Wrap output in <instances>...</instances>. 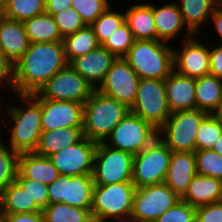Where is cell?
I'll return each instance as SVG.
<instances>
[{
	"label": "cell",
	"instance_id": "1",
	"mask_svg": "<svg viewBox=\"0 0 222 222\" xmlns=\"http://www.w3.org/2000/svg\"><path fill=\"white\" fill-rule=\"evenodd\" d=\"M68 62L62 41L30 43L23 57L14 64L15 94H35Z\"/></svg>",
	"mask_w": 222,
	"mask_h": 222
},
{
	"label": "cell",
	"instance_id": "2",
	"mask_svg": "<svg viewBox=\"0 0 222 222\" xmlns=\"http://www.w3.org/2000/svg\"><path fill=\"white\" fill-rule=\"evenodd\" d=\"M16 96L23 105H6L4 110L8 114L7 117H10L11 126L2 121L3 125L10 127L8 145L18 154L35 152L42 133L41 98L35 94H16Z\"/></svg>",
	"mask_w": 222,
	"mask_h": 222
},
{
	"label": "cell",
	"instance_id": "3",
	"mask_svg": "<svg viewBox=\"0 0 222 222\" xmlns=\"http://www.w3.org/2000/svg\"><path fill=\"white\" fill-rule=\"evenodd\" d=\"M130 109L94 89L84 103L83 134L90 140L104 142Z\"/></svg>",
	"mask_w": 222,
	"mask_h": 222
},
{
	"label": "cell",
	"instance_id": "4",
	"mask_svg": "<svg viewBox=\"0 0 222 222\" xmlns=\"http://www.w3.org/2000/svg\"><path fill=\"white\" fill-rule=\"evenodd\" d=\"M140 79L165 80L173 71V47L160 40H135L123 57Z\"/></svg>",
	"mask_w": 222,
	"mask_h": 222
},
{
	"label": "cell",
	"instance_id": "5",
	"mask_svg": "<svg viewBox=\"0 0 222 222\" xmlns=\"http://www.w3.org/2000/svg\"><path fill=\"white\" fill-rule=\"evenodd\" d=\"M135 189L132 182L95 185L91 206L94 222L131 218Z\"/></svg>",
	"mask_w": 222,
	"mask_h": 222
},
{
	"label": "cell",
	"instance_id": "6",
	"mask_svg": "<svg viewBox=\"0 0 222 222\" xmlns=\"http://www.w3.org/2000/svg\"><path fill=\"white\" fill-rule=\"evenodd\" d=\"M208 115L198 109L171 113L158 129V137L172 152H195L198 129Z\"/></svg>",
	"mask_w": 222,
	"mask_h": 222
},
{
	"label": "cell",
	"instance_id": "7",
	"mask_svg": "<svg viewBox=\"0 0 222 222\" xmlns=\"http://www.w3.org/2000/svg\"><path fill=\"white\" fill-rule=\"evenodd\" d=\"M171 156V149L159 137L134 155L132 183L135 188L163 183Z\"/></svg>",
	"mask_w": 222,
	"mask_h": 222
},
{
	"label": "cell",
	"instance_id": "8",
	"mask_svg": "<svg viewBox=\"0 0 222 222\" xmlns=\"http://www.w3.org/2000/svg\"><path fill=\"white\" fill-rule=\"evenodd\" d=\"M158 137V129L129 112L112 130L104 143L111 148L136 155Z\"/></svg>",
	"mask_w": 222,
	"mask_h": 222
},
{
	"label": "cell",
	"instance_id": "9",
	"mask_svg": "<svg viewBox=\"0 0 222 222\" xmlns=\"http://www.w3.org/2000/svg\"><path fill=\"white\" fill-rule=\"evenodd\" d=\"M134 155L98 142L92 178L95 185L132 182Z\"/></svg>",
	"mask_w": 222,
	"mask_h": 222
},
{
	"label": "cell",
	"instance_id": "10",
	"mask_svg": "<svg viewBox=\"0 0 222 222\" xmlns=\"http://www.w3.org/2000/svg\"><path fill=\"white\" fill-rule=\"evenodd\" d=\"M130 112L159 129L171 115L166 100L165 80L140 79Z\"/></svg>",
	"mask_w": 222,
	"mask_h": 222
},
{
	"label": "cell",
	"instance_id": "11",
	"mask_svg": "<svg viewBox=\"0 0 222 222\" xmlns=\"http://www.w3.org/2000/svg\"><path fill=\"white\" fill-rule=\"evenodd\" d=\"M179 200L164 182L136 188L131 218L136 222H154Z\"/></svg>",
	"mask_w": 222,
	"mask_h": 222
},
{
	"label": "cell",
	"instance_id": "12",
	"mask_svg": "<svg viewBox=\"0 0 222 222\" xmlns=\"http://www.w3.org/2000/svg\"><path fill=\"white\" fill-rule=\"evenodd\" d=\"M95 88L69 64L35 93L38 98L85 103Z\"/></svg>",
	"mask_w": 222,
	"mask_h": 222
},
{
	"label": "cell",
	"instance_id": "13",
	"mask_svg": "<svg viewBox=\"0 0 222 222\" xmlns=\"http://www.w3.org/2000/svg\"><path fill=\"white\" fill-rule=\"evenodd\" d=\"M94 186L92 174L59 175L48 185V204L62 202L72 207L91 210Z\"/></svg>",
	"mask_w": 222,
	"mask_h": 222
},
{
	"label": "cell",
	"instance_id": "14",
	"mask_svg": "<svg viewBox=\"0 0 222 222\" xmlns=\"http://www.w3.org/2000/svg\"><path fill=\"white\" fill-rule=\"evenodd\" d=\"M139 81L140 77L128 62L122 57H117L96 90L131 109L136 99Z\"/></svg>",
	"mask_w": 222,
	"mask_h": 222
},
{
	"label": "cell",
	"instance_id": "15",
	"mask_svg": "<svg viewBox=\"0 0 222 222\" xmlns=\"http://www.w3.org/2000/svg\"><path fill=\"white\" fill-rule=\"evenodd\" d=\"M97 142L84 137L73 146L49 156L60 175L80 176L93 173Z\"/></svg>",
	"mask_w": 222,
	"mask_h": 222
},
{
	"label": "cell",
	"instance_id": "16",
	"mask_svg": "<svg viewBox=\"0 0 222 222\" xmlns=\"http://www.w3.org/2000/svg\"><path fill=\"white\" fill-rule=\"evenodd\" d=\"M197 36L180 41L182 47L179 49L173 46L174 71L195 79L210 71L209 46L202 44Z\"/></svg>",
	"mask_w": 222,
	"mask_h": 222
},
{
	"label": "cell",
	"instance_id": "17",
	"mask_svg": "<svg viewBox=\"0 0 222 222\" xmlns=\"http://www.w3.org/2000/svg\"><path fill=\"white\" fill-rule=\"evenodd\" d=\"M84 103L41 99L42 131L83 127Z\"/></svg>",
	"mask_w": 222,
	"mask_h": 222
},
{
	"label": "cell",
	"instance_id": "18",
	"mask_svg": "<svg viewBox=\"0 0 222 222\" xmlns=\"http://www.w3.org/2000/svg\"><path fill=\"white\" fill-rule=\"evenodd\" d=\"M116 58L113 53L100 45L86 55L73 59L69 65L96 89Z\"/></svg>",
	"mask_w": 222,
	"mask_h": 222
},
{
	"label": "cell",
	"instance_id": "19",
	"mask_svg": "<svg viewBox=\"0 0 222 222\" xmlns=\"http://www.w3.org/2000/svg\"><path fill=\"white\" fill-rule=\"evenodd\" d=\"M165 5H155L152 3V12L157 30V40L169 43L184 33L186 40L194 34L187 28L182 19V14L178 3H164ZM183 30V31H182ZM186 32V33H185Z\"/></svg>",
	"mask_w": 222,
	"mask_h": 222
},
{
	"label": "cell",
	"instance_id": "20",
	"mask_svg": "<svg viewBox=\"0 0 222 222\" xmlns=\"http://www.w3.org/2000/svg\"><path fill=\"white\" fill-rule=\"evenodd\" d=\"M165 91L171 113L196 109L195 78L173 71L165 79Z\"/></svg>",
	"mask_w": 222,
	"mask_h": 222
},
{
	"label": "cell",
	"instance_id": "21",
	"mask_svg": "<svg viewBox=\"0 0 222 222\" xmlns=\"http://www.w3.org/2000/svg\"><path fill=\"white\" fill-rule=\"evenodd\" d=\"M30 41L24 23L0 14V51L13 63H17L29 48Z\"/></svg>",
	"mask_w": 222,
	"mask_h": 222
},
{
	"label": "cell",
	"instance_id": "22",
	"mask_svg": "<svg viewBox=\"0 0 222 222\" xmlns=\"http://www.w3.org/2000/svg\"><path fill=\"white\" fill-rule=\"evenodd\" d=\"M196 174L194 152H172L164 183L181 198Z\"/></svg>",
	"mask_w": 222,
	"mask_h": 222
},
{
	"label": "cell",
	"instance_id": "23",
	"mask_svg": "<svg viewBox=\"0 0 222 222\" xmlns=\"http://www.w3.org/2000/svg\"><path fill=\"white\" fill-rule=\"evenodd\" d=\"M181 200L194 208L222 201V180L196 174Z\"/></svg>",
	"mask_w": 222,
	"mask_h": 222
},
{
	"label": "cell",
	"instance_id": "24",
	"mask_svg": "<svg viewBox=\"0 0 222 222\" xmlns=\"http://www.w3.org/2000/svg\"><path fill=\"white\" fill-rule=\"evenodd\" d=\"M125 23L135 40H157V30L152 12V3L139 2L125 12Z\"/></svg>",
	"mask_w": 222,
	"mask_h": 222
},
{
	"label": "cell",
	"instance_id": "25",
	"mask_svg": "<svg viewBox=\"0 0 222 222\" xmlns=\"http://www.w3.org/2000/svg\"><path fill=\"white\" fill-rule=\"evenodd\" d=\"M83 138V127H67L42 131L35 153L49 157L64 148L75 145Z\"/></svg>",
	"mask_w": 222,
	"mask_h": 222
},
{
	"label": "cell",
	"instance_id": "26",
	"mask_svg": "<svg viewBox=\"0 0 222 222\" xmlns=\"http://www.w3.org/2000/svg\"><path fill=\"white\" fill-rule=\"evenodd\" d=\"M18 171L27 179L49 185L60 175L49 157L35 152L21 153L18 156Z\"/></svg>",
	"mask_w": 222,
	"mask_h": 222
},
{
	"label": "cell",
	"instance_id": "27",
	"mask_svg": "<svg viewBox=\"0 0 222 222\" xmlns=\"http://www.w3.org/2000/svg\"><path fill=\"white\" fill-rule=\"evenodd\" d=\"M177 3L184 24L194 35L201 32L204 23L210 21L213 10L222 4L220 0H177Z\"/></svg>",
	"mask_w": 222,
	"mask_h": 222
},
{
	"label": "cell",
	"instance_id": "28",
	"mask_svg": "<svg viewBox=\"0 0 222 222\" xmlns=\"http://www.w3.org/2000/svg\"><path fill=\"white\" fill-rule=\"evenodd\" d=\"M222 98V79L206 75L195 79L196 109L213 114Z\"/></svg>",
	"mask_w": 222,
	"mask_h": 222
},
{
	"label": "cell",
	"instance_id": "29",
	"mask_svg": "<svg viewBox=\"0 0 222 222\" xmlns=\"http://www.w3.org/2000/svg\"><path fill=\"white\" fill-rule=\"evenodd\" d=\"M1 213L18 214L42 211L35 203L31 202L27 192L16 182L9 184L1 193Z\"/></svg>",
	"mask_w": 222,
	"mask_h": 222
},
{
	"label": "cell",
	"instance_id": "30",
	"mask_svg": "<svg viewBox=\"0 0 222 222\" xmlns=\"http://www.w3.org/2000/svg\"><path fill=\"white\" fill-rule=\"evenodd\" d=\"M24 27L30 43L62 41L58 26L52 15L43 13L25 20Z\"/></svg>",
	"mask_w": 222,
	"mask_h": 222
},
{
	"label": "cell",
	"instance_id": "31",
	"mask_svg": "<svg viewBox=\"0 0 222 222\" xmlns=\"http://www.w3.org/2000/svg\"><path fill=\"white\" fill-rule=\"evenodd\" d=\"M62 43L64 47V55L68 64L73 59L86 55L100 46L96 35L90 26H85L76 33L64 37Z\"/></svg>",
	"mask_w": 222,
	"mask_h": 222
},
{
	"label": "cell",
	"instance_id": "32",
	"mask_svg": "<svg viewBox=\"0 0 222 222\" xmlns=\"http://www.w3.org/2000/svg\"><path fill=\"white\" fill-rule=\"evenodd\" d=\"M46 0H5L1 15L20 22L45 13Z\"/></svg>",
	"mask_w": 222,
	"mask_h": 222
},
{
	"label": "cell",
	"instance_id": "33",
	"mask_svg": "<svg viewBox=\"0 0 222 222\" xmlns=\"http://www.w3.org/2000/svg\"><path fill=\"white\" fill-rule=\"evenodd\" d=\"M46 222H94L91 210L65 203L48 204L43 210Z\"/></svg>",
	"mask_w": 222,
	"mask_h": 222
},
{
	"label": "cell",
	"instance_id": "34",
	"mask_svg": "<svg viewBox=\"0 0 222 222\" xmlns=\"http://www.w3.org/2000/svg\"><path fill=\"white\" fill-rule=\"evenodd\" d=\"M124 23V12H118V9L115 10L114 7L110 6L90 25V27L93 29L98 43L102 45L103 42Z\"/></svg>",
	"mask_w": 222,
	"mask_h": 222
},
{
	"label": "cell",
	"instance_id": "35",
	"mask_svg": "<svg viewBox=\"0 0 222 222\" xmlns=\"http://www.w3.org/2000/svg\"><path fill=\"white\" fill-rule=\"evenodd\" d=\"M5 139L0 141V193L16 180L18 172V156Z\"/></svg>",
	"mask_w": 222,
	"mask_h": 222
},
{
	"label": "cell",
	"instance_id": "36",
	"mask_svg": "<svg viewBox=\"0 0 222 222\" xmlns=\"http://www.w3.org/2000/svg\"><path fill=\"white\" fill-rule=\"evenodd\" d=\"M197 174L222 180V155L210 150H195Z\"/></svg>",
	"mask_w": 222,
	"mask_h": 222
},
{
	"label": "cell",
	"instance_id": "37",
	"mask_svg": "<svg viewBox=\"0 0 222 222\" xmlns=\"http://www.w3.org/2000/svg\"><path fill=\"white\" fill-rule=\"evenodd\" d=\"M222 134V124L209 114L202 122L196 135V150L213 149Z\"/></svg>",
	"mask_w": 222,
	"mask_h": 222
},
{
	"label": "cell",
	"instance_id": "38",
	"mask_svg": "<svg viewBox=\"0 0 222 222\" xmlns=\"http://www.w3.org/2000/svg\"><path fill=\"white\" fill-rule=\"evenodd\" d=\"M134 37L128 25L124 23L107 38L102 46L116 57H124L134 44Z\"/></svg>",
	"mask_w": 222,
	"mask_h": 222
},
{
	"label": "cell",
	"instance_id": "39",
	"mask_svg": "<svg viewBox=\"0 0 222 222\" xmlns=\"http://www.w3.org/2000/svg\"><path fill=\"white\" fill-rule=\"evenodd\" d=\"M112 0H73L72 8L80 15L86 26L94 23L107 10Z\"/></svg>",
	"mask_w": 222,
	"mask_h": 222
},
{
	"label": "cell",
	"instance_id": "40",
	"mask_svg": "<svg viewBox=\"0 0 222 222\" xmlns=\"http://www.w3.org/2000/svg\"><path fill=\"white\" fill-rule=\"evenodd\" d=\"M42 210L48 205V185L25 178L19 171L15 180Z\"/></svg>",
	"mask_w": 222,
	"mask_h": 222
},
{
	"label": "cell",
	"instance_id": "41",
	"mask_svg": "<svg viewBox=\"0 0 222 222\" xmlns=\"http://www.w3.org/2000/svg\"><path fill=\"white\" fill-rule=\"evenodd\" d=\"M53 18L63 38L86 26L80 15L72 7L54 14Z\"/></svg>",
	"mask_w": 222,
	"mask_h": 222
},
{
	"label": "cell",
	"instance_id": "42",
	"mask_svg": "<svg viewBox=\"0 0 222 222\" xmlns=\"http://www.w3.org/2000/svg\"><path fill=\"white\" fill-rule=\"evenodd\" d=\"M154 222H196V208L183 200H179Z\"/></svg>",
	"mask_w": 222,
	"mask_h": 222
},
{
	"label": "cell",
	"instance_id": "43",
	"mask_svg": "<svg viewBox=\"0 0 222 222\" xmlns=\"http://www.w3.org/2000/svg\"><path fill=\"white\" fill-rule=\"evenodd\" d=\"M196 222H222V201L197 207Z\"/></svg>",
	"mask_w": 222,
	"mask_h": 222
},
{
	"label": "cell",
	"instance_id": "44",
	"mask_svg": "<svg viewBox=\"0 0 222 222\" xmlns=\"http://www.w3.org/2000/svg\"><path fill=\"white\" fill-rule=\"evenodd\" d=\"M2 86L4 88H9L11 92L13 91L14 94V87H15L14 64L0 51V88Z\"/></svg>",
	"mask_w": 222,
	"mask_h": 222
},
{
	"label": "cell",
	"instance_id": "45",
	"mask_svg": "<svg viewBox=\"0 0 222 222\" xmlns=\"http://www.w3.org/2000/svg\"><path fill=\"white\" fill-rule=\"evenodd\" d=\"M209 74L222 79V44L209 48Z\"/></svg>",
	"mask_w": 222,
	"mask_h": 222
},
{
	"label": "cell",
	"instance_id": "46",
	"mask_svg": "<svg viewBox=\"0 0 222 222\" xmlns=\"http://www.w3.org/2000/svg\"><path fill=\"white\" fill-rule=\"evenodd\" d=\"M3 215L5 222H46L43 211Z\"/></svg>",
	"mask_w": 222,
	"mask_h": 222
},
{
	"label": "cell",
	"instance_id": "47",
	"mask_svg": "<svg viewBox=\"0 0 222 222\" xmlns=\"http://www.w3.org/2000/svg\"><path fill=\"white\" fill-rule=\"evenodd\" d=\"M73 0H46L45 13L54 15L72 6Z\"/></svg>",
	"mask_w": 222,
	"mask_h": 222
},
{
	"label": "cell",
	"instance_id": "48",
	"mask_svg": "<svg viewBox=\"0 0 222 222\" xmlns=\"http://www.w3.org/2000/svg\"><path fill=\"white\" fill-rule=\"evenodd\" d=\"M210 20L214 23V29L216 30V35L219 38L217 42L218 44H222V4L213 10Z\"/></svg>",
	"mask_w": 222,
	"mask_h": 222
},
{
	"label": "cell",
	"instance_id": "49",
	"mask_svg": "<svg viewBox=\"0 0 222 222\" xmlns=\"http://www.w3.org/2000/svg\"><path fill=\"white\" fill-rule=\"evenodd\" d=\"M222 124V98L216 111L212 114Z\"/></svg>",
	"mask_w": 222,
	"mask_h": 222
},
{
	"label": "cell",
	"instance_id": "50",
	"mask_svg": "<svg viewBox=\"0 0 222 222\" xmlns=\"http://www.w3.org/2000/svg\"><path fill=\"white\" fill-rule=\"evenodd\" d=\"M214 152H217L218 154L222 155V134L214 144V147L212 149Z\"/></svg>",
	"mask_w": 222,
	"mask_h": 222
},
{
	"label": "cell",
	"instance_id": "51",
	"mask_svg": "<svg viewBox=\"0 0 222 222\" xmlns=\"http://www.w3.org/2000/svg\"><path fill=\"white\" fill-rule=\"evenodd\" d=\"M98 222H109V220H103ZM110 222H136L132 218H126V219H110Z\"/></svg>",
	"mask_w": 222,
	"mask_h": 222
},
{
	"label": "cell",
	"instance_id": "52",
	"mask_svg": "<svg viewBox=\"0 0 222 222\" xmlns=\"http://www.w3.org/2000/svg\"><path fill=\"white\" fill-rule=\"evenodd\" d=\"M3 6H4V2H3V0H0V14L3 10Z\"/></svg>",
	"mask_w": 222,
	"mask_h": 222
},
{
	"label": "cell",
	"instance_id": "53",
	"mask_svg": "<svg viewBox=\"0 0 222 222\" xmlns=\"http://www.w3.org/2000/svg\"><path fill=\"white\" fill-rule=\"evenodd\" d=\"M0 222H5V218H4V215L2 213L0 214Z\"/></svg>",
	"mask_w": 222,
	"mask_h": 222
},
{
	"label": "cell",
	"instance_id": "54",
	"mask_svg": "<svg viewBox=\"0 0 222 222\" xmlns=\"http://www.w3.org/2000/svg\"><path fill=\"white\" fill-rule=\"evenodd\" d=\"M0 122H1V121H0ZM0 128H1V127H0ZM2 129H3V127H2L1 130H0V141L4 139V138H2V136H3V134H2V132H3Z\"/></svg>",
	"mask_w": 222,
	"mask_h": 222
},
{
	"label": "cell",
	"instance_id": "55",
	"mask_svg": "<svg viewBox=\"0 0 222 222\" xmlns=\"http://www.w3.org/2000/svg\"><path fill=\"white\" fill-rule=\"evenodd\" d=\"M0 214H1V198H0Z\"/></svg>",
	"mask_w": 222,
	"mask_h": 222
}]
</instances>
